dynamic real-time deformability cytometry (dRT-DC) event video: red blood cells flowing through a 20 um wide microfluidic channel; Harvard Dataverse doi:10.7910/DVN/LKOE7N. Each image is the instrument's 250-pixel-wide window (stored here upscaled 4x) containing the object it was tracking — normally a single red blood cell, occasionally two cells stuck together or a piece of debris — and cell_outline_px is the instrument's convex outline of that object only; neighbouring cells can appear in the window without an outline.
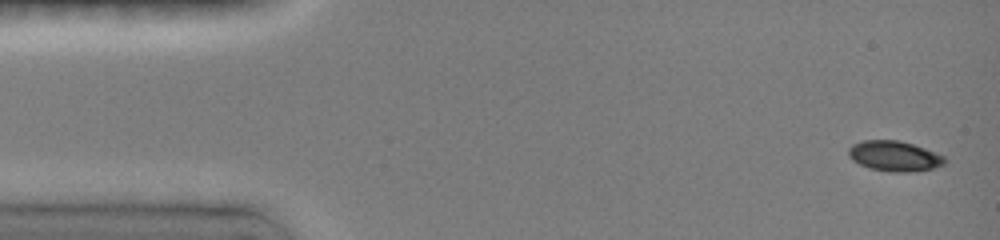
{"species": "common noctule bat (a hibernating species)", "species_latin": "Nyctalus noctula", "temperature_condition": "room temperature", "stored_images_in_passage": 8, "camera_frame_rate_fps": 3000, "um_per_image_px": 0.085, "animal": {"sex": "female", "body_mass_g": 19.0, "forearm_length_mm": 51.5}, "frame": {"image": 1, "passage_image": 1, "time_ms": 0.0, "image_size_px": [1000, 240], "cell_outline_px": [[948, 160], [944, 164], [932, 168], [908, 172], [892, 172], [868, 168], [852, 160], [848, 156], [848, 148], [852, 144], [864, 140], [900, 140], [924, 148], [944, 156]], "centroid_in_image_um": [76.0, 13.26], "position_along_channel_um": 9.0, "area_um2": 16.99}}
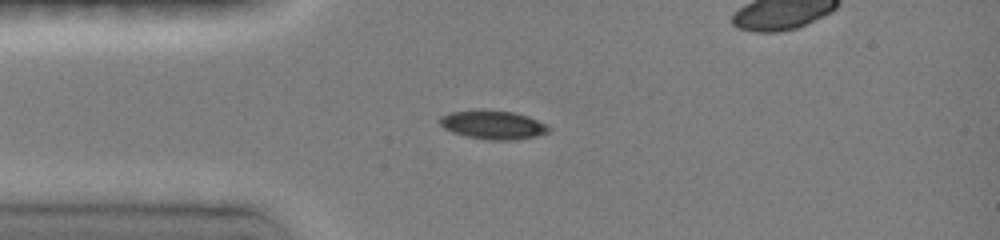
{"frame": {"image": 2, "passage_image": 5, "time_ms": 3.333, "image_size_px": [1000, 240], "cell_outline_px": [[552, 128], [548, 132], [536, 136], [516, 140], [488, 140], [468, 136], [452, 132], [444, 128], [440, 124], [440, 116], [448, 112], [476, 108], [484, 108], [512, 112], [528, 116], [548, 124]], "centroid_in_image_um": [41.9, 10.58], "position_along_channel_um": 43.1, "area_um2": 18.73}}